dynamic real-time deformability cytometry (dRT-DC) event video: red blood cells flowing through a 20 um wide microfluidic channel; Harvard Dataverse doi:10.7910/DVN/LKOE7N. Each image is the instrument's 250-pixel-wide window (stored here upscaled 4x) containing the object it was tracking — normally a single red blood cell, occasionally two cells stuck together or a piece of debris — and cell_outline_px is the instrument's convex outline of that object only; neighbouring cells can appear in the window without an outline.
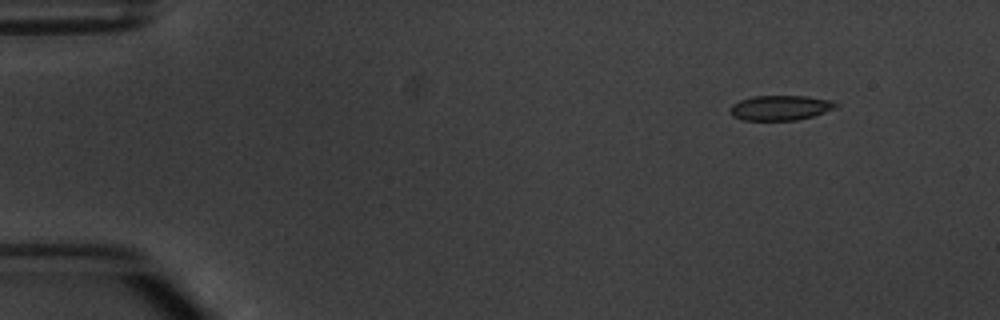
{"species": "common noctule bat (a hibernating species)", "species_latin": "Nyctalus noctula", "temperature_condition": "warm", "stored_images_in_passage": 6, "segment_of_instrument_passage": [2, 2], "camera_frame_rate_fps": 3000, "um_per_image_px": 0.085, "animal": {"sex": "male", "body_mass_g": 20.1, "forearm_length_mm": 53.5}, "frame": {"image": 1, "passage_image": 6, "time_ms": 6.0, "image_size_px": [1000, 320], "cell_outline_px": [[840, 104], [836, 108], [812, 116], [796, 120], [744, 120], [732, 116], [728, 112], [728, 108], [732, 104], [740, 100], [752, 96], [804, 96], [832, 100]], "centroid_in_image_um": [66.3, 9.16], "position_along_channel_um": 18.7, "area_um2": 15.49}}